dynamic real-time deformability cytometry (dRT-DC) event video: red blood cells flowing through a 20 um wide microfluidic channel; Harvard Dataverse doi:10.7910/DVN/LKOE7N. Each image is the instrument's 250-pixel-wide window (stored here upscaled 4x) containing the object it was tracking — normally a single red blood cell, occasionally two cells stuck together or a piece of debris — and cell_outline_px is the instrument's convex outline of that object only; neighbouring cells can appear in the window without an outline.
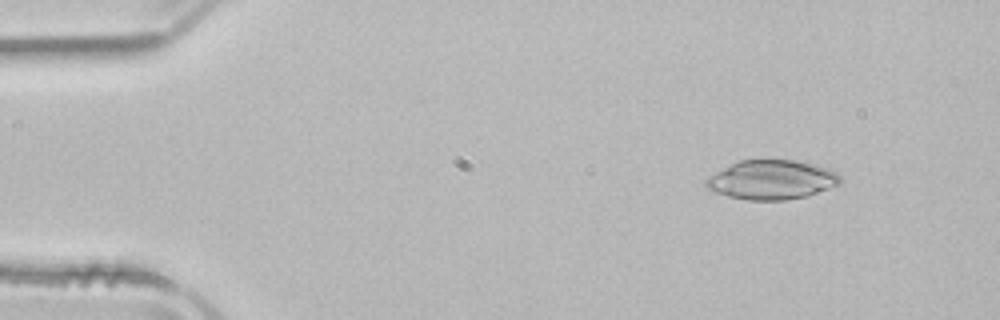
{"species": "common noctule bat (a hibernating species)", "species_latin": "Nyctalus noctula", "temperature_condition": "room temperature", "stored_images_in_passage": 48, "camera_frame_rate_fps": 3000, "um_per_image_px": 0.085, "animal": {"sex": "male", "body_mass_g": 21.5, "forearm_length_mm": 52.0}, "frame": {"image": 1, "passage_image": 3, "time_ms": 0.667, "image_size_px": [1000, 320], "cell_outline_px": [[840, 184], [808, 196], [784, 200], [748, 200], [728, 196], [716, 192], [708, 188], [704, 184], [704, 180], [708, 176], [740, 160], [796, 160], [828, 168], [836, 172], [840, 176]], "centroid_in_image_um": [65.59, 15.29], "position_along_channel_um": 19.4, "area_um2": 30.58}}
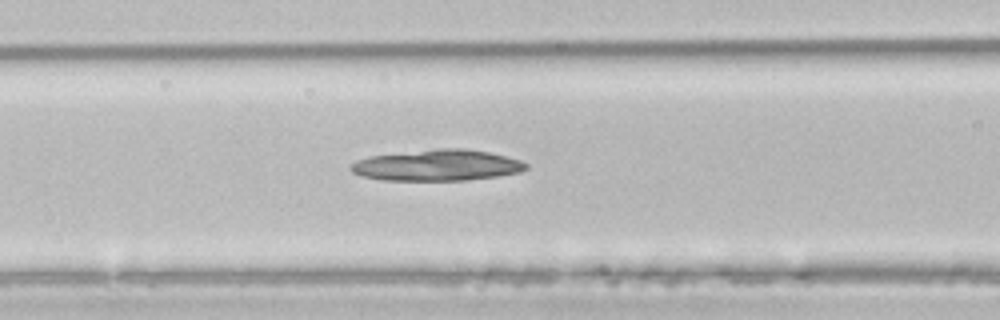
{"frame": {"image": 2, "passage_image": 18, "time_ms": 5.667, "image_size_px": [1000, 320], "cell_outline_px": [[528, 168], [520, 172], [496, 176], [468, 180], [380, 180], [360, 176], [352, 172], [348, 168], [356, 160], [368, 156], [436, 148], [464, 148], [488, 152], [520, 160], [528, 164]], "centroid_in_image_um": [37.12, 14.04], "position_along_channel_um": 129.5, "area_um2": 31.91}}
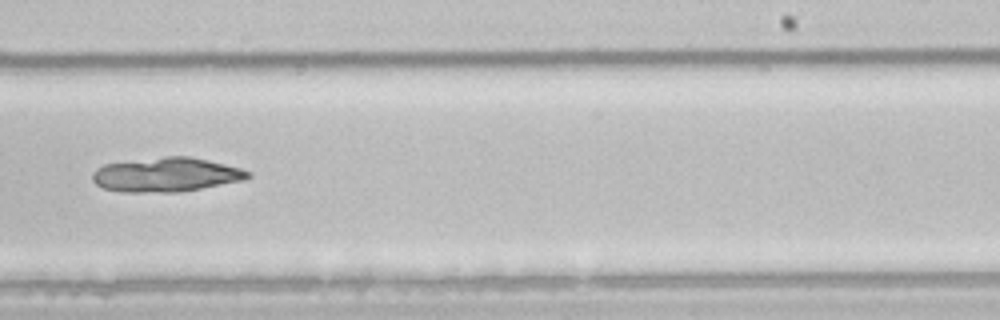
{"frame": {"image": 3, "passage_image": 29, "time_ms": 9.333, "image_size_px": [1000, 320], "cell_outline_px": [[252, 176], [244, 180], [180, 192], [124, 192], [104, 188], [96, 184], [92, 180], [92, 172], [96, 168], [104, 164], [164, 156], [188, 156], [208, 160], [240, 168], [252, 172]], "centroid_in_image_um": [14.13, 14.85], "position_along_channel_um": 274.9, "area_um2": 31.04}}